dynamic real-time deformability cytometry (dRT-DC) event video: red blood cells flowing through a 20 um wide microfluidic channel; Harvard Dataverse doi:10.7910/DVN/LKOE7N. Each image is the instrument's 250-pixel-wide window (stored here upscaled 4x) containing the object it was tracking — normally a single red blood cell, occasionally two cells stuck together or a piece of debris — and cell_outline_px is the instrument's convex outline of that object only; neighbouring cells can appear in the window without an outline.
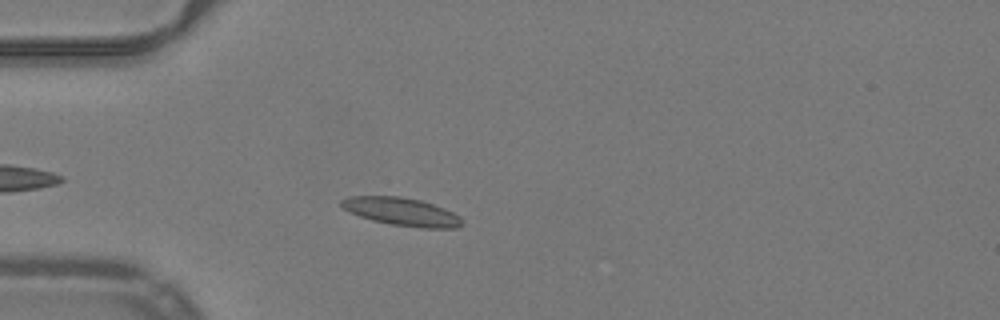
{"species": "common noctule bat (a hibernating species)", "species_latin": "Nyctalus noctula", "temperature_condition": "warm", "stored_images_in_passage": 35, "camera_frame_rate_fps": 3000, "um_per_image_px": 0.085, "animal": {"sex": "male", "body_mass_g": 19.2, "forearm_length_mm": 51.8}, "frame": {"image": 1, "passage_image": 6, "time_ms": 1.667, "image_size_px": [1000, 320], "cell_outline_px": [[464, 224], [456, 228], [420, 228], [392, 224], [372, 220], [348, 212], [340, 204], [340, 200], [348, 196], [400, 196], [420, 200], [444, 208], [460, 216]], "centroid_in_image_um": [34.14, 17.99], "position_along_channel_um": 50.9, "area_um2": 19.71}}
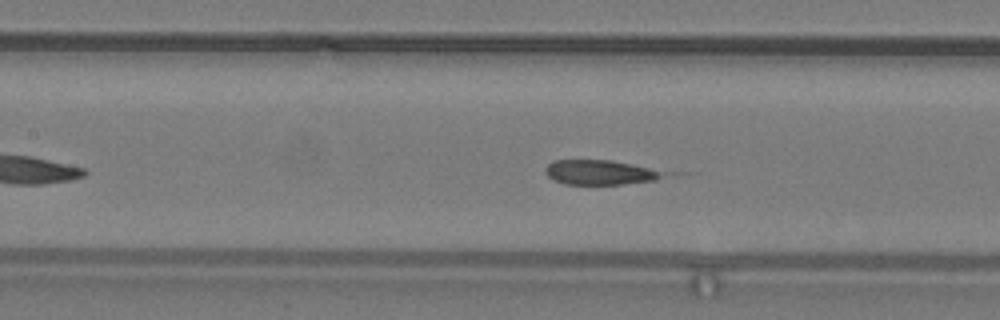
{"frame": {"image": 2, "passage_image": 15, "time_ms": 4.667, "image_size_px": [1000, 320], "cell_outline_px": [[664, 176], [656, 180], [620, 184], [564, 184], [552, 180], [544, 172], [544, 168], [552, 160], [612, 160], [648, 168]], "centroid_in_image_um": [50.83, 14.65], "position_along_channel_um": 156.6, "area_um2": 16.65}}
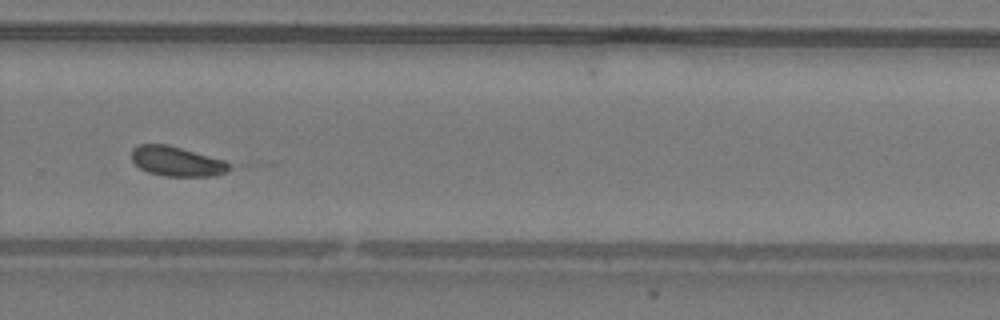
{"frame": {"image": 3, "passage_image": 27, "time_ms": 8.667, "image_size_px": [1000, 320], "cell_outline_px": [[232, 168], [228, 172], [216, 176], [164, 176], [148, 172], [140, 168], [132, 160], [132, 148], [140, 144], [168, 144], [224, 160], [232, 164]], "centroid_in_image_um": [15.06, 13.72], "position_along_channel_um": 314.7, "area_um2": 17.11}}